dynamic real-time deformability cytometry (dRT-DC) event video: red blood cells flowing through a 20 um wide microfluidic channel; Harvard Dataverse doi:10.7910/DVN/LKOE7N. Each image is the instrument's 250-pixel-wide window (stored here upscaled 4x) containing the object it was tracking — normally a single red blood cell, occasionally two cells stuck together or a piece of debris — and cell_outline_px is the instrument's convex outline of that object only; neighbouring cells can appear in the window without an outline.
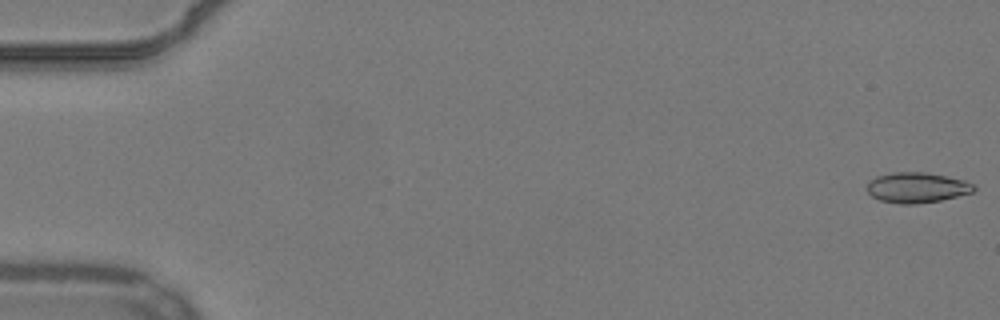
{"species": "common noctule bat (a hibernating species)", "species_latin": "Nyctalus noctula", "temperature_condition": "warm", "stored_images_in_passage": 54, "camera_frame_rate_fps": 3000, "um_per_image_px": 0.085, "animal": {"sex": "male", "body_mass_g": 19.2, "forearm_length_mm": 51.8}, "frame": {"image": 1, "passage_image": 1, "time_ms": 0.0, "image_size_px": [1000, 320], "cell_outline_px": [[976, 188], [972, 192], [940, 200], [916, 204], [900, 204], [880, 200], [872, 196], [864, 188], [868, 180], [876, 176], [892, 172], [924, 172], [964, 180], [972, 184]], "centroid_in_image_um": [77.85, 15.94], "position_along_channel_um": 7.1, "area_um2": 18.9}}
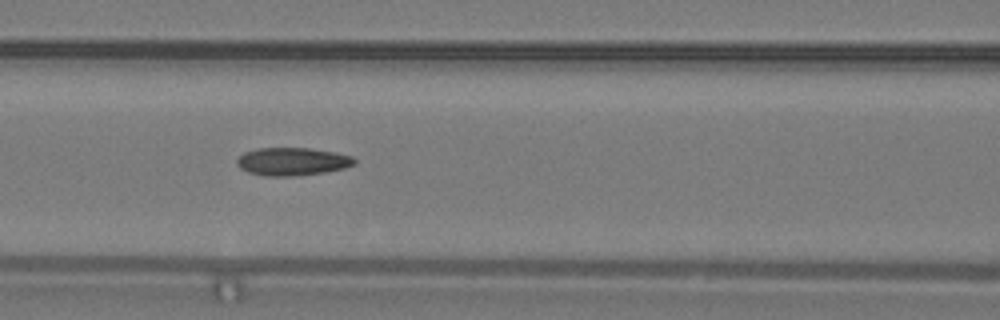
{"frame": {"image": 2, "passage_image": 24, "time_ms": 7.667, "image_size_px": [1000, 320], "cell_outline_px": [[356, 164], [344, 168], [324, 172], [292, 176], [264, 176], [248, 172], [240, 168], [236, 164], [236, 160], [244, 152], [260, 148], [308, 148], [336, 152], [352, 156], [356, 160]], "centroid_in_image_um": [24.85, 13.73], "position_along_channel_um": 141.8, "area_um2": 19.13}}
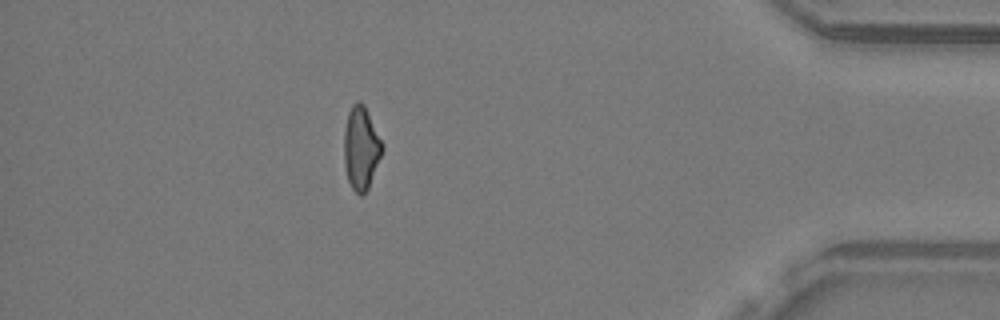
{"frame": {"image": 3, "passage_image": 48, "time_ms": 15.667, "image_size_px": [1000, 320], "cell_outline_px": [[384, 148], [368, 188], [360, 196], [352, 188], [348, 180], [344, 164], [344, 128], [348, 112], [352, 104], [356, 100], [360, 100], [364, 104], [384, 144]], "centroid_in_image_um": [30.69, 12.53], "position_along_channel_um": 404.5, "area_um2": 18.61}, "authors_computed_cell_mechanics": {"area_um2": 18.785, "velocity_mm_per_s": 3.8606, "shape_relaxation_time_tau1_ms": null, "shape_relaxation_time_tau2_ms": 5.7483, "deformation_change_tau1": null, "deformation_change_tau2": 0.1492}}